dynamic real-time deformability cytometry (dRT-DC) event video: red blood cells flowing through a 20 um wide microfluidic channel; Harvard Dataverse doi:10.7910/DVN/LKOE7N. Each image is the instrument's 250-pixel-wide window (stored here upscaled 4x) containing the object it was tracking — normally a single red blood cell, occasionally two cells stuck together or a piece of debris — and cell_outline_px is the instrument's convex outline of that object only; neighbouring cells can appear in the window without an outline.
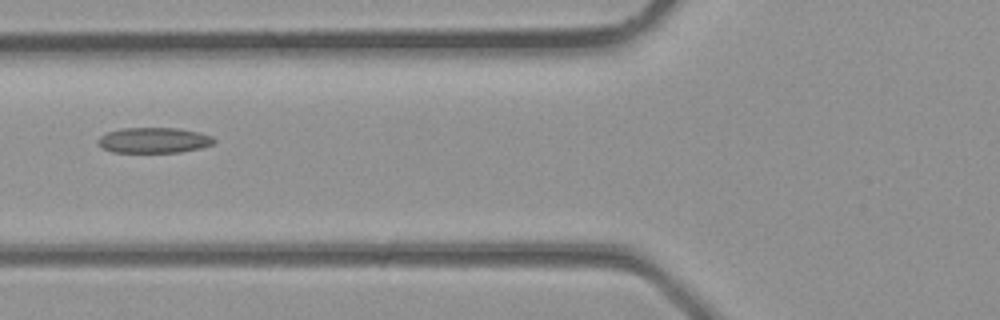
{"species": "common noctule bat (a hibernating species)", "species_latin": "Nyctalus noctula", "temperature_condition": "room temperature", "stored_images_in_passage": 4, "camera_frame_rate_fps": 3000, "um_per_image_px": 0.085, "animal": {"sex": "male", "body_mass_g": 23.1, "forearm_length_mm": 52.7}, "frame": {"image": 1, "passage_image": 4, "time_ms": 1.0, "image_size_px": [1000, 320], "cell_outline_px": [[216, 140], [212, 144], [200, 148], [180, 152], [112, 152], [104, 148], [96, 140], [100, 136], [108, 132], [120, 128], [180, 128], [200, 132], [212, 136]], "centroid_in_image_um": [13.1, 11.91], "position_along_channel_um": 112.7, "area_um2": 17.22}}